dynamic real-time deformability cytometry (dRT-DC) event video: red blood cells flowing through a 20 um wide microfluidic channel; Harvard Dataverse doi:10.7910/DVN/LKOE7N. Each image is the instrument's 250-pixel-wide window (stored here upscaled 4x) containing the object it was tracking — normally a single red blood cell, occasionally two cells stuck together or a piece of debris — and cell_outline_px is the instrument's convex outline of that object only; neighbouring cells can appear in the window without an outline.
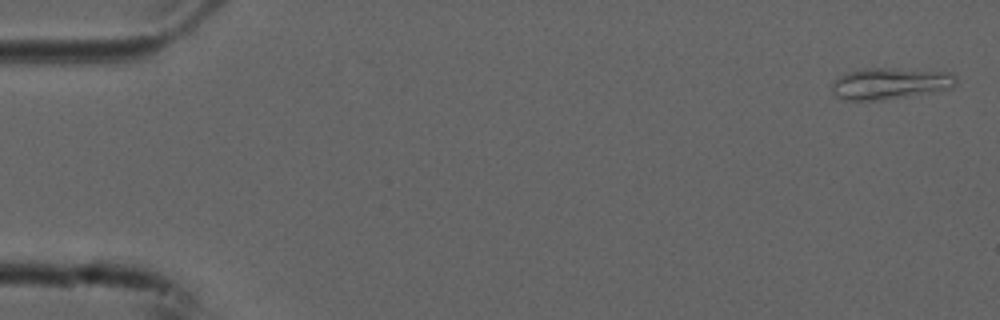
{"species": "common noctule bat (a hibernating species)", "species_latin": "Nyctalus noctula", "temperature_condition": "cold", "stored_images_in_passage": 6, "camera_frame_rate_fps": 3000, "um_per_image_px": 0.085, "animal": {"sex": "male", "forearm_length_mm": 52.5}, "frame": {"image": 1, "passage_image": 1, "time_ms": 0.0, "image_size_px": [1000, 320], "cell_outline_px": [[956, 84], [952, 88], [880, 100], [840, 100], [832, 92], [828, 84], [832, 80], [848, 72], [860, 68], [892, 68], [952, 72], [956, 76]], "centroid_in_image_um": [75.57, 7.08], "position_along_channel_um": 9.4, "area_um2": 22.95}}